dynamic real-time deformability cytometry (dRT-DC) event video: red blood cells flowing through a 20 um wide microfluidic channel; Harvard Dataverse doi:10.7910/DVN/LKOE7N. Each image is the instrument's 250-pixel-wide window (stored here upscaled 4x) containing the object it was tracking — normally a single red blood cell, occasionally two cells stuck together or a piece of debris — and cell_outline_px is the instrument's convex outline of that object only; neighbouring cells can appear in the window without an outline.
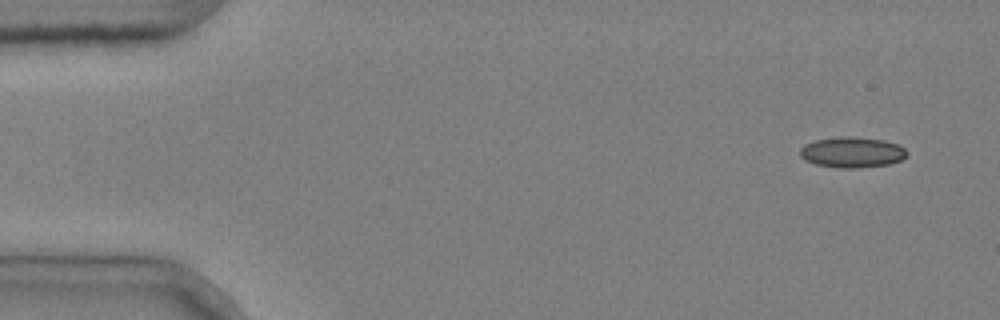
{"species": "common noctule bat (a hibernating species)", "species_latin": "Nyctalus noctula", "temperature_condition": "cold", "stored_images_in_passage": 7, "camera_frame_rate_fps": 3000, "um_per_image_px": 0.085, "animal": {"sex": "male", "body_mass_g": 20.4}, "frame": {"image": 1, "passage_image": 1, "time_ms": 0.0, "image_size_px": [1000, 320], "cell_outline_px": [[908, 156], [900, 160], [888, 164], [856, 168], [840, 168], [816, 164], [804, 160], [800, 156], [800, 148], [804, 144], [816, 140], [840, 136], [852, 136], [884, 140], [896, 144], [904, 148], [908, 152]], "centroid_in_image_um": [72.41, 12.94], "position_along_channel_um": 12.6, "area_um2": 19.13}}
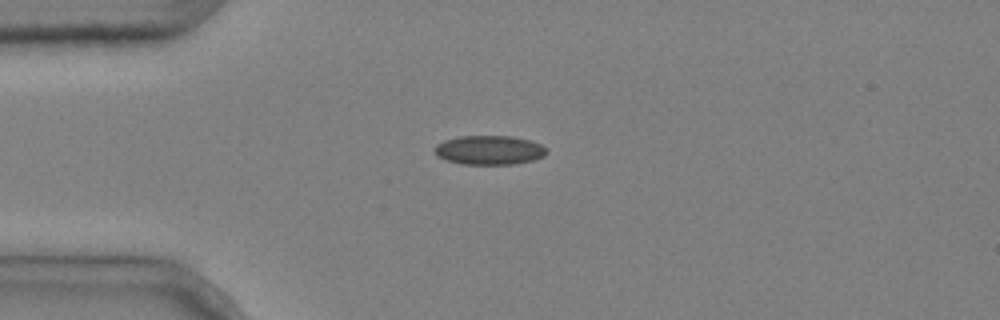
{"frame": {"image": 2, "passage_image": 3, "time_ms": 0.667, "image_size_px": [1000, 320], "cell_outline_px": [[548, 152], [544, 156], [532, 160], [512, 164], [464, 164], [448, 160], [440, 156], [436, 152], [436, 144], [444, 140], [460, 136], [512, 136], [532, 140], [548, 148]], "centroid_in_image_um": [41.66, 12.74], "position_along_channel_um": 43.3, "area_um2": 18.9}}
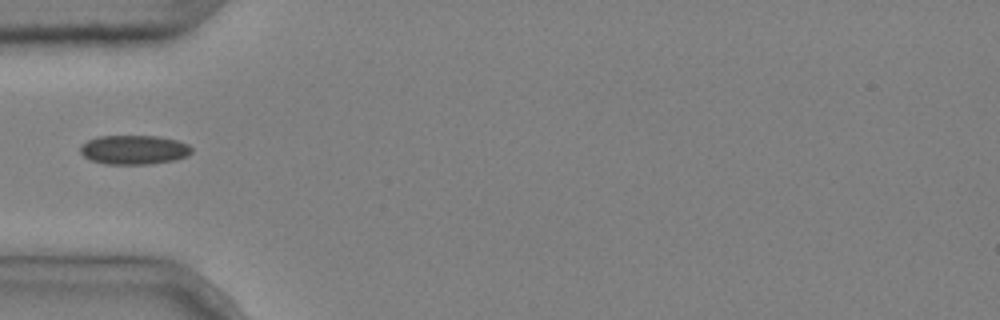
{"frame": {"image": 3, "passage_image": 4, "time_ms": 1.0, "image_size_px": [1000, 320], "cell_outline_px": [[192, 152], [188, 156], [176, 160], [148, 164], [104, 164], [88, 160], [80, 152], [80, 144], [96, 136], [156, 136], [176, 140], [188, 144], [192, 148]], "centroid_in_image_um": [11.36, 12.73], "position_along_channel_um": 73.6, "area_um2": 19.19}}